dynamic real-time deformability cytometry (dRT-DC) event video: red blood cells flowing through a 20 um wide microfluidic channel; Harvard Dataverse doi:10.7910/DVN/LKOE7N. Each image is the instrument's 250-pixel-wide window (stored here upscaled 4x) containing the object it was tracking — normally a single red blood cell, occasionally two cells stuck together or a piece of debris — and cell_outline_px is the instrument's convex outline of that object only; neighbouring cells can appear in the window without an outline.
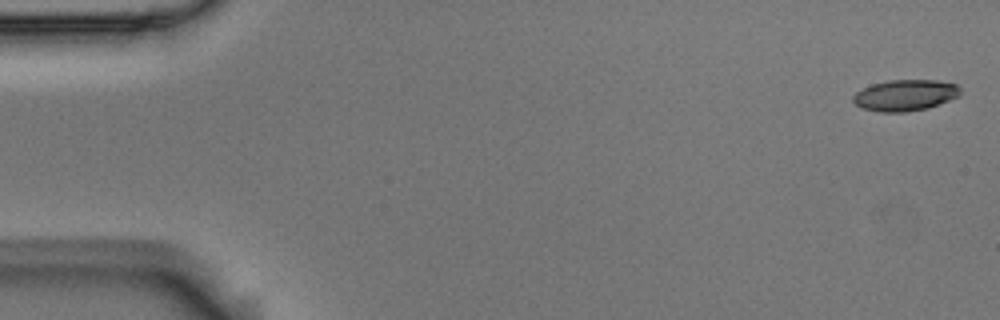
{"species": "Egyptian fruit bat (a non-hibernating species)", "species_latin": "Rousettus aegyptiacus", "temperature_condition": "room temperature", "stored_images_in_passage": 5, "camera_frame_rate_fps": 3000, "um_per_image_px": 0.085, "animal": {"sex": "male"}, "frame": {"image": 1, "passage_image": 1, "time_ms": 0.0, "image_size_px": [1000, 320], "cell_outline_px": [[960, 96], [928, 108], [904, 112], [880, 112], [860, 108], [852, 100], [852, 96], [856, 92], [872, 84], [888, 80], [936, 80], [956, 84], [960, 88]], "centroid_in_image_um": [76.93, 8.1], "position_along_channel_um": 8.1, "area_um2": 19.54}}
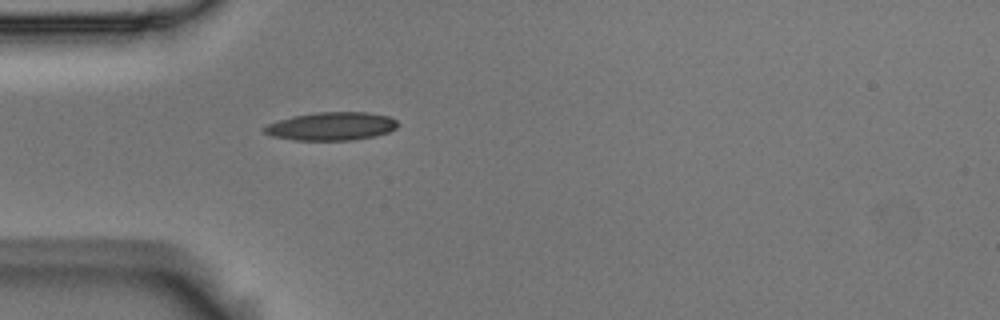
{"frame": {"image": 2, "passage_image": 5, "time_ms": 1.333, "image_size_px": [1000, 320], "cell_outline_px": [[396, 128], [388, 132], [372, 136], [352, 140], [292, 140], [272, 136], [264, 132], [264, 128], [268, 124], [292, 116], [316, 112], [368, 112], [388, 116], [396, 120]], "centroid_in_image_um": [28.16, 10.73], "position_along_channel_um": 56.8, "area_um2": 21.73}}